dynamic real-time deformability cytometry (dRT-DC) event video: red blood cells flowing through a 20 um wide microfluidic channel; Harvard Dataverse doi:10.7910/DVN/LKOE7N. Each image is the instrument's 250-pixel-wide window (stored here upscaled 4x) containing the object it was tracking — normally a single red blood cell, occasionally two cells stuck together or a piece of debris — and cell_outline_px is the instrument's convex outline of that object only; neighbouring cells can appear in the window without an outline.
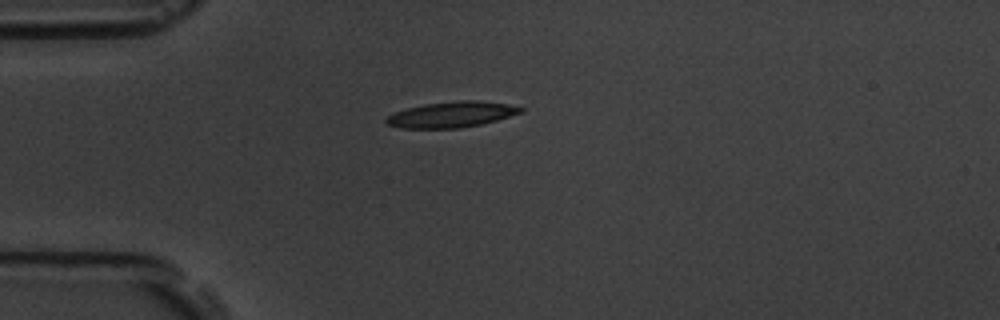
{"species": "common noctule bat (a hibernating species)", "species_latin": "Nyctalus noctula", "temperature_condition": "room temperature", "stored_images_in_passage": 2, "camera_frame_rate_fps": 3000, "um_per_image_px": 0.085, "animal": {"sex": "male", "body_mass_g": 19.5, "forearm_length_mm": 54.6}, "frame": {"image": 1, "passage_image": 1, "time_ms": 0.0, "image_size_px": [1000, 320], "cell_outline_px": [[524, 112], [496, 120], [480, 124], [460, 128], [400, 128], [388, 124], [384, 120], [388, 116], [396, 112], [408, 108], [424, 104], [460, 100], [476, 100], [508, 104], [524, 108]], "centroid_in_image_um": [38.41, 9.73], "position_along_channel_um": 46.6, "area_um2": 20.0}}
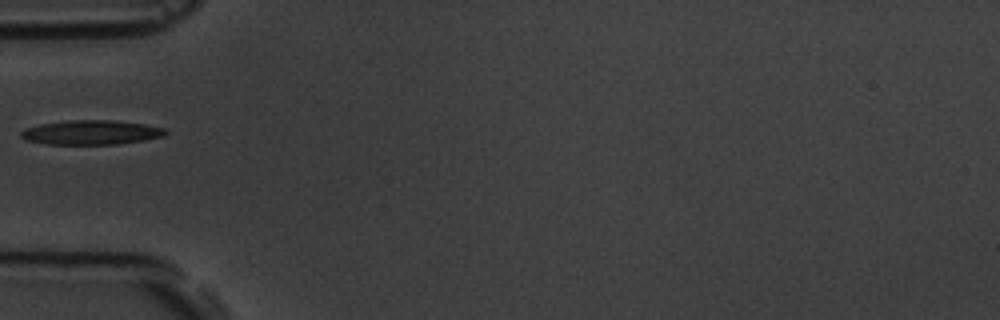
{"frame": {"image": 2, "passage_image": 2, "time_ms": 1.333, "image_size_px": [1000, 320], "cell_outline_px": [[168, 132], [164, 136], [144, 140], [120, 144], [44, 144], [24, 140], [20, 136], [20, 132], [24, 128], [40, 124], [64, 120], [112, 120], [144, 124], [164, 128]], "centroid_in_image_um": [7.71, 11.25], "position_along_channel_um": 77.3, "area_um2": 20.75}}